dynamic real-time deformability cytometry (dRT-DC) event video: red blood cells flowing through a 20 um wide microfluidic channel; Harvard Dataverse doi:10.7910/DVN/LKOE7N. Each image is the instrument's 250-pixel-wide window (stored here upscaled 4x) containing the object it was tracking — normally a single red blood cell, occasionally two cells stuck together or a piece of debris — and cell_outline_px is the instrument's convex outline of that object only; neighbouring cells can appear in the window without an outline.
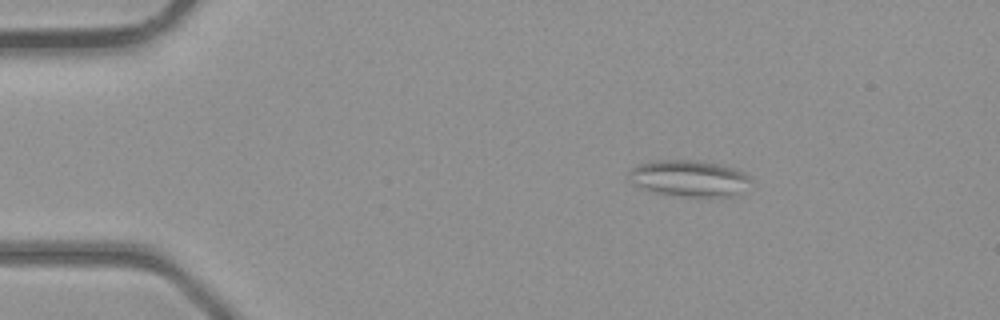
{"species": "common noctule bat (a hibernating species)", "species_latin": "Nyctalus noctula", "temperature_condition": "room temperature", "stored_images_in_passage": 2, "camera_frame_rate_fps": 3000, "um_per_image_px": 0.085, "animal": {"sex": "male", "body_mass_g": 23.1, "forearm_length_mm": 52.7}, "frame": {"image": 1, "passage_image": 1, "time_ms": 0.0, "image_size_px": [1000, 320], "cell_outline_px": [[752, 180], [740, 196], [680, 196], [656, 192], [632, 184], [628, 180], [628, 172], [632, 168], [640, 164], [656, 160], [692, 160], [716, 164], [740, 172], [748, 176]], "centroid_in_image_um": [58.55, 15.17], "position_along_channel_um": 26.5, "area_um2": 25.49}}